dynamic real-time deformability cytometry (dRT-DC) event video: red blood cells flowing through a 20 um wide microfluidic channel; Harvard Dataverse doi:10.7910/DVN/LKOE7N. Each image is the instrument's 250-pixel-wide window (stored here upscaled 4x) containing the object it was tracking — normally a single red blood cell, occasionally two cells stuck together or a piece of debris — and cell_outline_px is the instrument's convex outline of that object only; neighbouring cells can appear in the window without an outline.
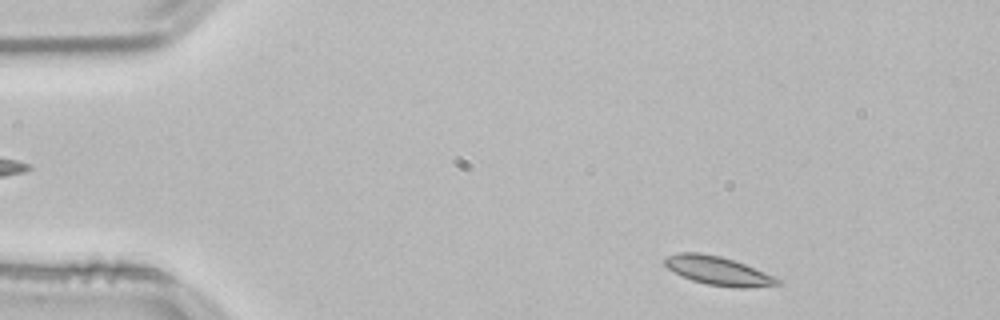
{"species": "common noctule bat (a hibernating species)", "species_latin": "Nyctalus noctula", "temperature_condition": "room temperature", "stored_images_in_passage": 49, "camera_frame_rate_fps": 3000, "um_per_image_px": 0.085, "animal": {"sex": "male", "body_mass_g": 21.5, "forearm_length_mm": 52.0}, "frame": {"image": 1, "passage_image": 3, "time_ms": 0.667, "image_size_px": [1000, 320], "cell_outline_px": [[784, 280], [780, 284], [748, 288], [732, 288], [708, 284], [692, 280], [668, 268], [664, 264], [664, 256], [676, 252], [700, 252], [720, 256], [744, 264]], "centroid_in_image_um": [61.04, 23.01], "position_along_channel_um": 24.0, "area_um2": 18.84}}
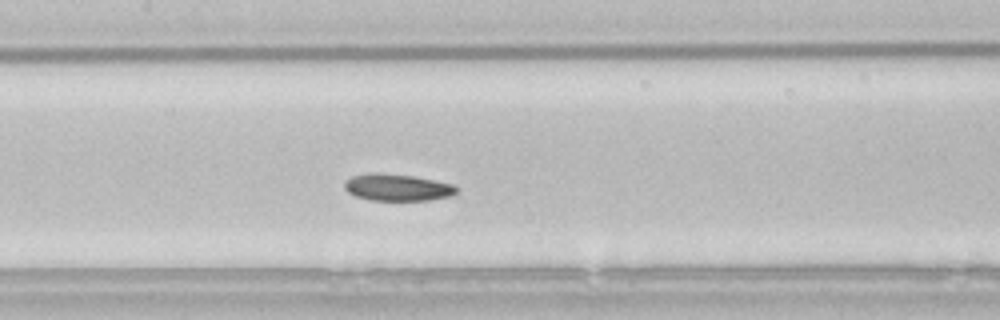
{"frame": {"image": 2, "passage_image": 21, "time_ms": 6.667, "image_size_px": [1000, 320], "cell_outline_px": [[460, 188], [456, 192], [448, 196], [428, 200], [372, 200], [356, 196], [348, 192], [344, 188], [344, 180], [352, 176], [368, 172], [376, 172], [416, 176], [456, 184]], "centroid_in_image_um": [33.78, 15.9], "position_along_channel_um": 173.6, "area_um2": 17.8}}
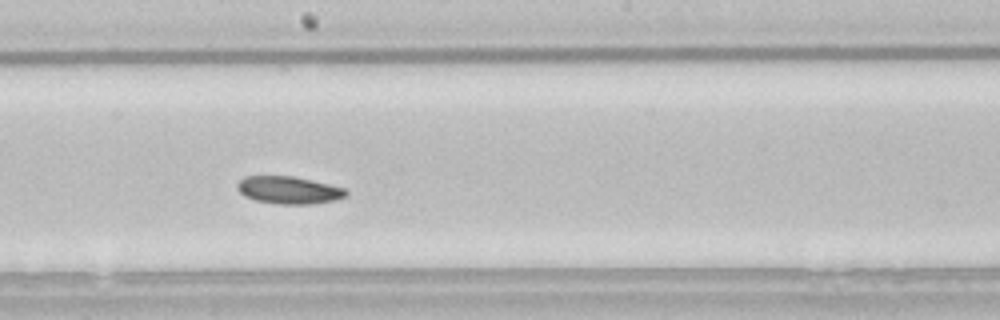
{"frame": {"image": 3, "passage_image": 25, "time_ms": 8.0, "image_size_px": [1000, 320], "cell_outline_px": [[348, 196], [336, 200], [312, 204], [276, 204], [256, 200], [244, 196], [236, 188], [236, 184], [244, 176], [292, 176], [312, 180], [344, 188], [348, 192]], "centroid_in_image_um": [24.54, 16.16], "position_along_channel_um": 223.7, "area_um2": 17.51}, "authors_computed_cell_mechanics": {"area_um2": 18.1492, "velocity_mm_per_s": 3.7618, "shape_relaxation_time_tau1_ms": 4.4277, "shape_relaxation_time_tau2_ms": 3.6229, "deformation_change_tau1": 0.0882, "deformation_change_tau2": 0.0706}}